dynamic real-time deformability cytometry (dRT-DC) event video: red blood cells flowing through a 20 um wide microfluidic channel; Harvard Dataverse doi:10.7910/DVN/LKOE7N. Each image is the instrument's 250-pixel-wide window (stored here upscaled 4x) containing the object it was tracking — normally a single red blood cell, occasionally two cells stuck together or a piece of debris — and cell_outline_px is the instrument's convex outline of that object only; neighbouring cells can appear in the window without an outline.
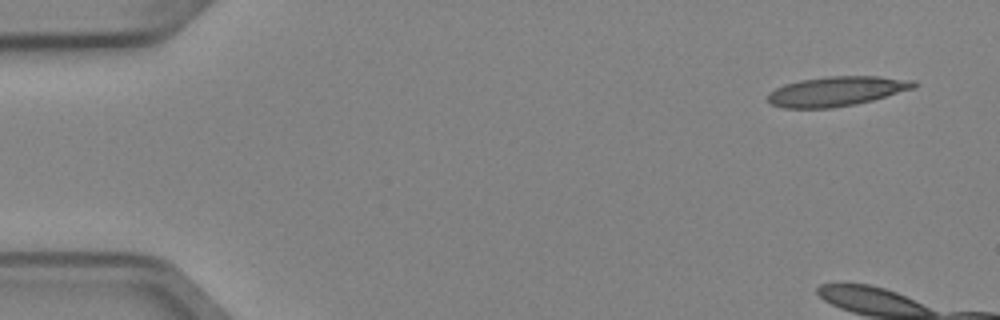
{"species": "Egyptian fruit bat (a non-hibernating species)", "species_latin": "Rousettus aegyptiacus", "temperature_condition": "cold", "stored_images_in_passage": 4, "camera_frame_rate_fps": 3000, "um_per_image_px": 0.085, "animal": {"sex": "female"}, "frame": {"image": 1, "passage_image": 1, "time_ms": 0.0, "image_size_px": [1000, 320], "cell_outline_px": [[920, 84], [916, 88], [872, 100], [856, 104], [832, 108], [784, 108], [772, 104], [768, 100], [768, 92], [784, 84], [800, 80], [828, 76], [880, 76], [916, 80]], "centroid_in_image_um": [71.16, 7.75], "position_along_channel_um": 13.8, "area_um2": 25.49}}